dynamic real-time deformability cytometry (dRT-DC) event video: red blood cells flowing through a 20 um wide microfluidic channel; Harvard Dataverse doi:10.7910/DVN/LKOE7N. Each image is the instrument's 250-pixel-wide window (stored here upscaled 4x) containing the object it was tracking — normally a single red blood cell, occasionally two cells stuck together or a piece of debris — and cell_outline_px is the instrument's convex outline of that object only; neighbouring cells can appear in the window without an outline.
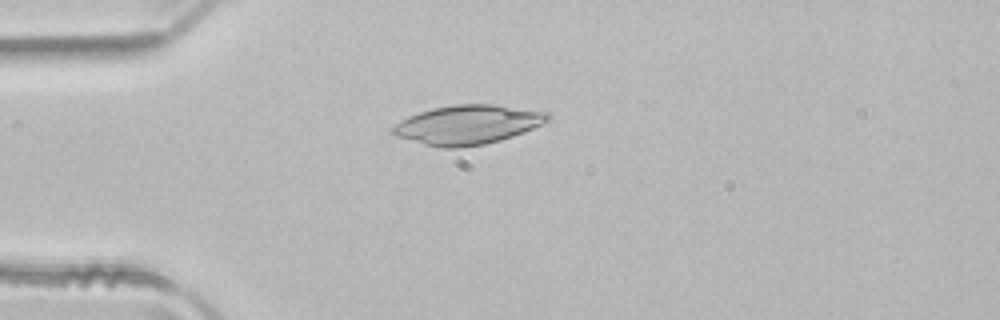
{"species": "common noctule bat (a hibernating species)", "species_latin": "Nyctalus noctula", "temperature_condition": "room temperature", "stored_images_in_passage": 2, "camera_frame_rate_fps": 3000, "um_per_image_px": 0.085, "animal": {"sex": "male", "body_mass_g": 21.5, "forearm_length_mm": 52.0}, "frame": {"image": 1, "passage_image": 2, "time_ms": 0.333, "image_size_px": [1000, 320], "cell_outline_px": [[552, 116], [548, 120], [524, 132], [500, 140], [484, 144], [460, 148], [440, 148], [424, 144], [396, 136], [388, 132], [400, 120], [408, 116], [432, 108], [452, 104], [492, 104], [548, 112]], "centroid_in_image_um": [39.71, 10.6], "position_along_channel_um": 45.3, "area_um2": 35.37}}